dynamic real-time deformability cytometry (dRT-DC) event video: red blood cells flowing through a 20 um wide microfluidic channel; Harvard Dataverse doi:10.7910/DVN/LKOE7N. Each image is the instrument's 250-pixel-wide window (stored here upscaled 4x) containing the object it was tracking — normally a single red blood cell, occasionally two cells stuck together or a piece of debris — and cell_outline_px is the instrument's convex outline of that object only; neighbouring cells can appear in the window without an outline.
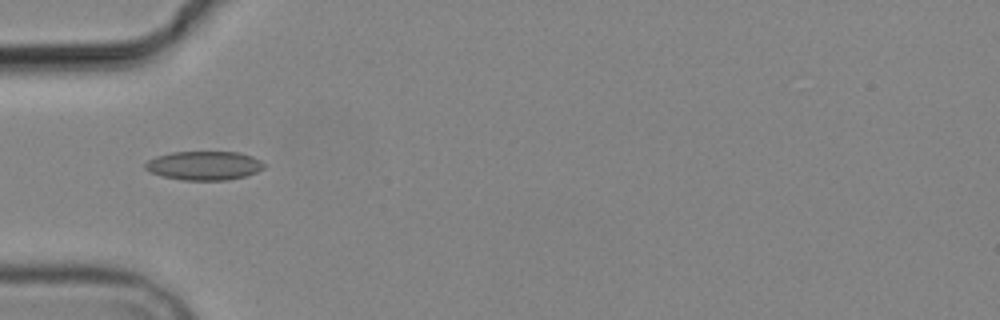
{"species": "common noctule bat (a hibernating species)", "species_latin": "Nyctalus noctula", "temperature_condition": "cold", "stored_images_in_passage": 10, "camera_frame_rate_fps": 3000, "um_per_image_px": 0.085, "animal": {"sex": "male", "body_mass_g": 19.2, "forearm_length_mm": 51.8}, "frame": {"image": 1, "passage_image": 5, "time_ms": 5.667, "image_size_px": [1000, 320], "cell_outline_px": [[264, 168], [256, 172], [244, 176], [228, 180], [184, 180], [160, 176], [144, 168], [144, 164], [148, 160], [156, 156], [172, 152], [236, 152], [252, 156], [260, 160], [264, 164]], "centroid_in_image_um": [17.33, 14.07], "position_along_channel_um": 67.7, "area_um2": 19.94}}
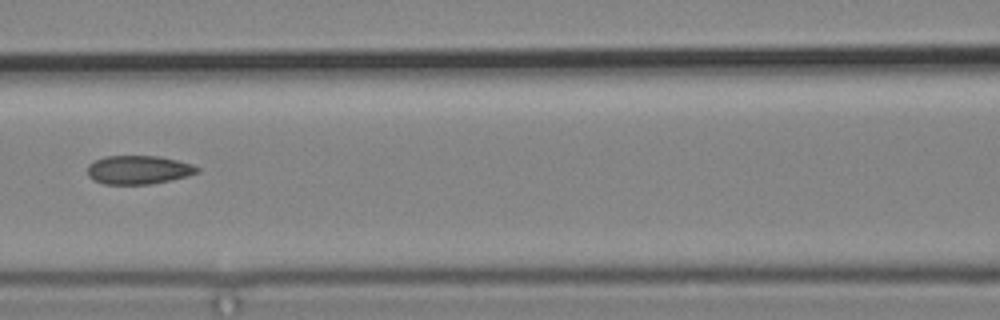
{"frame": {"image": 2, "passage_image": 7, "time_ms": 8.0, "image_size_px": [1000, 320], "cell_outline_px": [[200, 172], [188, 176], [152, 184], [104, 184], [92, 180], [88, 176], [88, 164], [104, 156], [160, 156], [192, 164], [200, 168]], "centroid_in_image_um": [11.78, 14.44], "position_along_channel_um": 154.8, "area_um2": 18.44}}
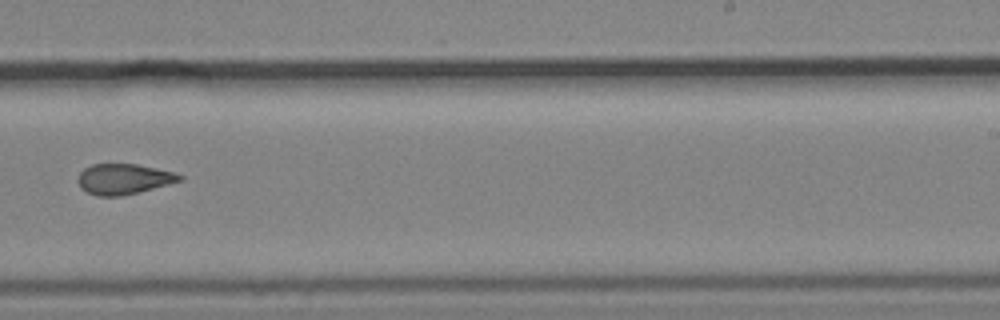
{"frame": {"image": 3, "passage_image": 10, "time_ms": 11.333, "image_size_px": [1000, 320], "cell_outline_px": [[184, 180], [120, 196], [96, 196], [80, 188], [76, 180], [80, 172], [84, 168], [92, 164], [136, 164], [176, 172], [184, 176]], "centroid_in_image_um": [10.5, 15.21], "position_along_channel_um": 278.5, "area_um2": 18.09}}